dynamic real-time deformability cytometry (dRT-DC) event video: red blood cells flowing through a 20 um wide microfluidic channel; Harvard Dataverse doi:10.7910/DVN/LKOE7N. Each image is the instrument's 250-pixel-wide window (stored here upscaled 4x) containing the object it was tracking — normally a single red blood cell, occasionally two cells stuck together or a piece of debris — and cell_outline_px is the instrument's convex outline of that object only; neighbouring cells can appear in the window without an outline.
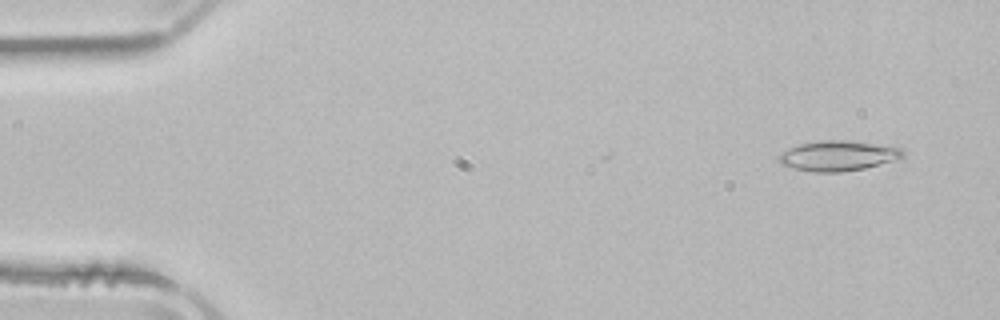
{"species": "common noctule bat (a hibernating species)", "species_latin": "Nyctalus noctula", "temperature_condition": "room temperature", "stored_images_in_passage": 52, "camera_frame_rate_fps": 3000, "um_per_image_px": 0.085, "animal": {"sex": "male", "body_mass_g": 21.5, "forearm_length_mm": 52.0}, "frame": {"image": 1, "passage_image": 4, "time_ms": 1.0, "image_size_px": [1000, 320], "cell_outline_px": [[904, 156], [896, 160], [864, 168], [840, 172], [812, 172], [780, 164], [776, 156], [780, 152], [788, 148], [800, 144], [820, 140], [852, 140], [880, 144], [904, 148]], "centroid_in_image_um": [71.24, 13.22], "position_along_channel_um": 13.8, "area_um2": 22.08}}
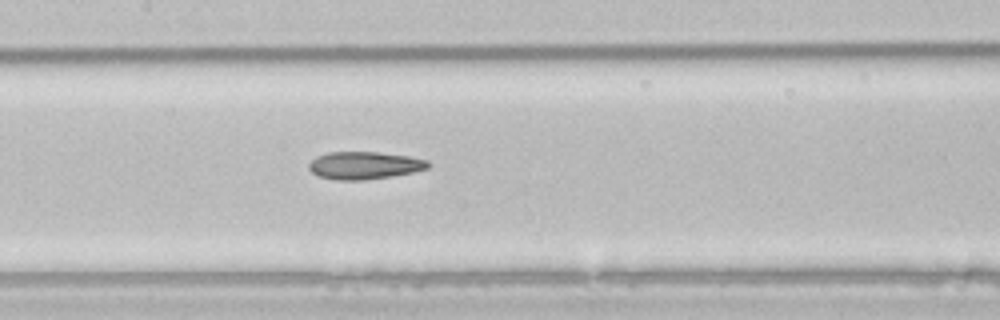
{"frame": {"image": 2, "passage_image": 25, "time_ms": 8.0, "image_size_px": [1000, 320], "cell_outline_px": [[432, 164], [428, 168], [412, 172], [392, 176], [364, 180], [336, 180], [320, 176], [312, 172], [308, 168], [308, 164], [316, 156], [328, 152], [380, 152], [408, 156], [428, 160]], "centroid_in_image_um": [30.98, 14.05], "position_along_channel_um": 176.4, "area_um2": 19.19}}
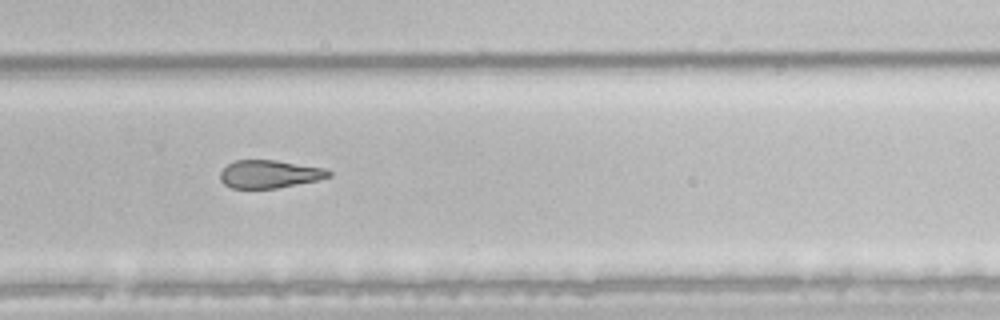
{"frame": {"image": 3, "passage_image": 35, "time_ms": 11.333, "image_size_px": [1000, 320], "cell_outline_px": [[332, 176], [316, 180], [276, 188], [232, 188], [224, 184], [220, 180], [220, 172], [228, 164], [236, 160], [276, 160], [328, 168], [332, 172]], "centroid_in_image_um": [22.93, 14.78], "position_along_channel_um": 306.9, "area_um2": 17.69}, "authors_computed_cell_mechanics": {"area_um2": 20.5479, "velocity_mm_per_s": 3.9397, "shape_relaxation_time_tau1_ms": 9.3436, "shape_relaxation_time_tau2_ms": 4.6298, "deformation_change_tau1": 0.1954, "deformation_change_tau2": 0.1502}}